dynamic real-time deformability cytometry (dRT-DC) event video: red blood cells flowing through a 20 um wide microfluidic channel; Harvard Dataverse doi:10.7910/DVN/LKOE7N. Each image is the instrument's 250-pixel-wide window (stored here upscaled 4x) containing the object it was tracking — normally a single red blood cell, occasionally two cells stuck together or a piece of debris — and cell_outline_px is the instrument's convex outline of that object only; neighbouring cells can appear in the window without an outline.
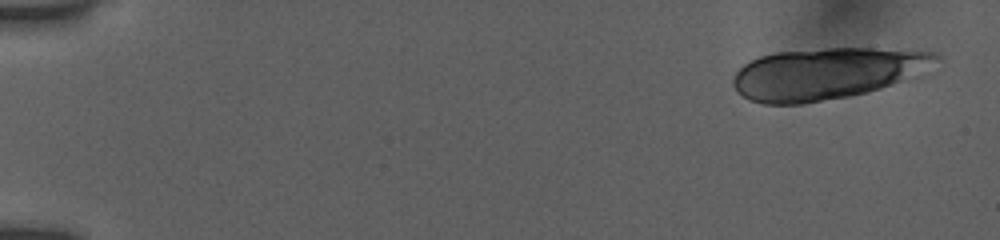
{"species": "human", "species_latin": "Homo sapiens", "temperature_condition": "room temperature", "stored_images_in_passage": 29, "camera_frame_rate_fps": 3000, "um_per_image_px": 0.085, "donor": {"sex": "female"}, "frame": {"image": 1, "passage_image": 1, "time_ms": 0.0, "image_size_px": [1000, 240], "cell_outline_px": [[944, 60], [900, 80], [880, 88], [868, 92], [848, 96], [800, 104], [764, 104], [748, 100], [736, 92], [732, 84], [732, 80], [736, 72], [744, 64], [760, 56], [776, 52], [828, 48], [872, 48], [940, 52], [944, 56]], "centroid_in_image_um": [70.24, 6.23], "position_along_channel_um": 14.8, "area_um2": 60.69}}
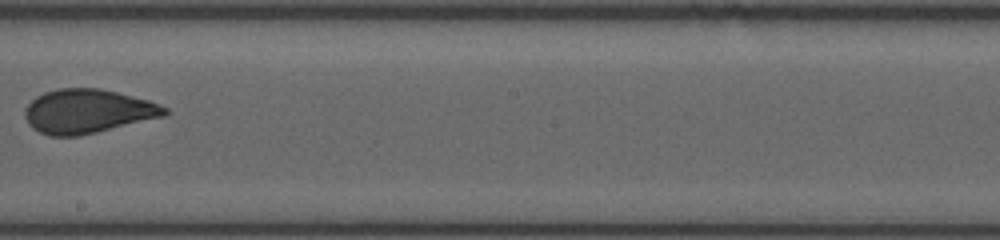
{"frame": {"image": 2, "passage_image": 18, "time_ms": 10.0, "image_size_px": [1000, 240], "cell_outline_px": [[168, 112], [164, 116], [96, 132], [76, 136], [52, 136], [40, 132], [32, 128], [28, 124], [24, 116], [24, 112], [28, 104], [36, 96], [44, 92], [60, 88], [100, 88], [148, 100], [160, 104], [168, 108]], "centroid_in_image_um": [7.43, 9.45], "position_along_channel_um": 240.8, "area_um2": 35.66}}
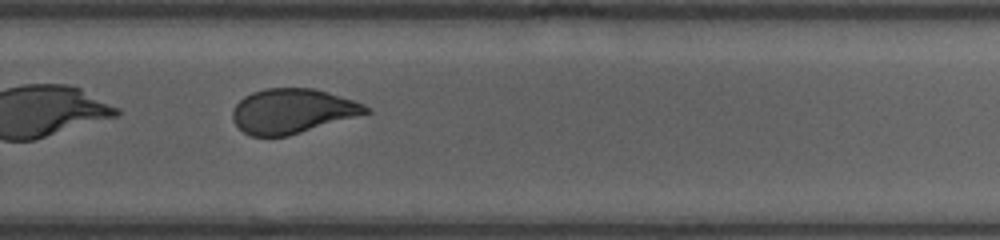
{"frame": {"image": 3, "passage_image": 20, "time_ms": 11.667, "image_size_px": [1000, 240], "cell_outline_px": [[372, 112], [288, 136], [248, 136], [232, 120], [232, 112], [236, 104], [244, 96], [252, 92], [268, 88], [312, 88], [328, 92], [364, 104]], "centroid_in_image_um": [24.83, 9.44], "position_along_channel_um": 305.0, "area_um2": 34.51}, "authors_computed_cell_mechanics": {"area_um2": 37.3388, "velocity_mm_per_s": 3.8916, "shape_relaxation_time_tau1_ms": 5.8076, "shape_relaxation_time_tau2_ms": 0.8383, "deformation_change_tau1": 0.124, "deformation_change_tau2": 0.046}}